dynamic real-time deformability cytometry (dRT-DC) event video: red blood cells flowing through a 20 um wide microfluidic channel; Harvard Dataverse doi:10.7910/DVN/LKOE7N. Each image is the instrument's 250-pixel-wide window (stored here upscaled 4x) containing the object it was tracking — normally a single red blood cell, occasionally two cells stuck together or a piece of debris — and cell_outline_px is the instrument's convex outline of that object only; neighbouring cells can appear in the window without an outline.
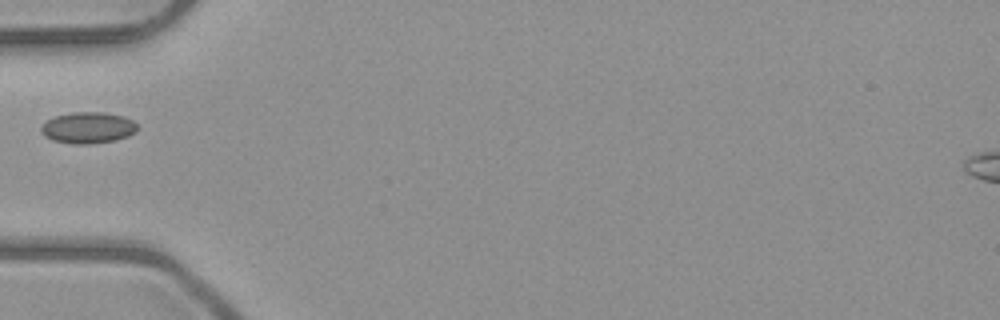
{"species": "common noctule bat (a hibernating species)", "species_latin": "Nyctalus noctula", "temperature_condition": "room temperature", "stored_images_in_passage": 4, "camera_frame_rate_fps": 3000, "um_per_image_px": 0.085, "animal": {"sex": "male", "body_mass_g": 23.1, "forearm_length_mm": 52.7}, "frame": {"image": 1, "passage_image": 3, "time_ms": 2.333, "image_size_px": [1000, 320], "cell_outline_px": [[136, 132], [128, 136], [116, 140], [88, 144], [76, 144], [52, 140], [44, 136], [40, 132], [40, 128], [48, 120], [56, 116], [72, 112], [104, 112], [124, 116], [132, 120], [136, 124]], "centroid_in_image_um": [7.48, 10.85], "position_along_channel_um": 77.5, "area_um2": 17.51}}
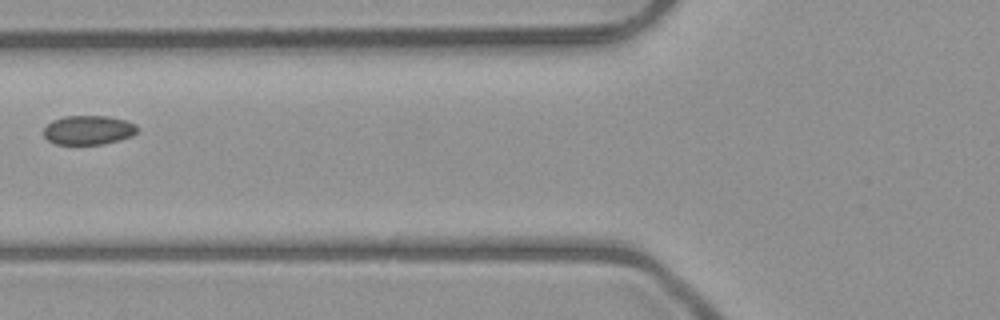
{"frame": {"image": 2, "passage_image": 4, "time_ms": 3.333, "image_size_px": [1000, 320], "cell_outline_px": [[140, 128], [132, 136], [120, 140], [104, 144], [56, 144], [48, 140], [44, 136], [44, 128], [52, 120], [64, 116], [108, 116], [124, 120], [136, 124]], "centroid_in_image_um": [7.53, 11.05], "position_along_channel_um": 118.3, "area_um2": 16.01}}